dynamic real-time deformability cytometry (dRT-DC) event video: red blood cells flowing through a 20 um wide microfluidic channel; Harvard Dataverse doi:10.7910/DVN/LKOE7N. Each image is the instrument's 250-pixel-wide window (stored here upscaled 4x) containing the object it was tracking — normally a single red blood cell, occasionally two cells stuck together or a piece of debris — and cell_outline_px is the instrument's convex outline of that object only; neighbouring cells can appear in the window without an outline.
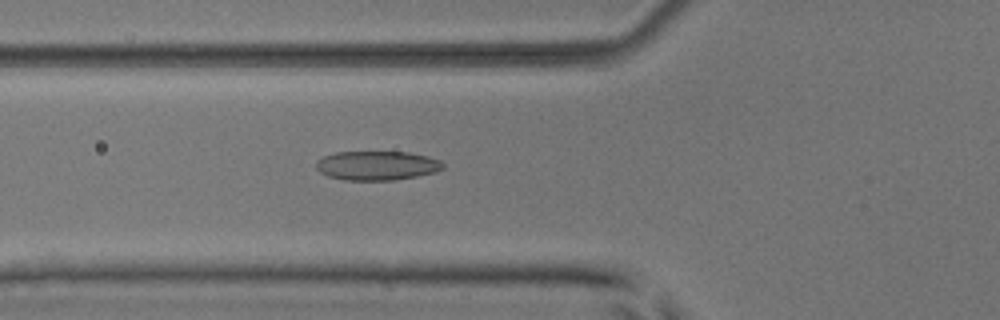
{"species": "common noctule bat (a hibernating species)", "species_latin": "Nyctalus noctula", "temperature_condition": "room temperature", "stored_images_in_passage": 53, "camera_frame_rate_fps": 3000, "um_per_image_px": 0.085, "animal": {"sex": "male", "body_mass_g": 17.9, "forearm_length_mm": 54.2}, "frame": {"image": 1, "passage_image": 20, "time_ms": 6.333, "image_size_px": [1000, 320], "cell_outline_px": [[444, 168], [436, 172], [416, 176], [392, 180], [344, 180], [328, 176], [320, 172], [316, 168], [316, 160], [324, 156], [336, 152], [408, 152], [428, 156], [440, 160], [444, 164]], "centroid_in_image_um": [32.04, 14.07], "position_along_channel_um": 93.8, "area_um2": 21.62}}
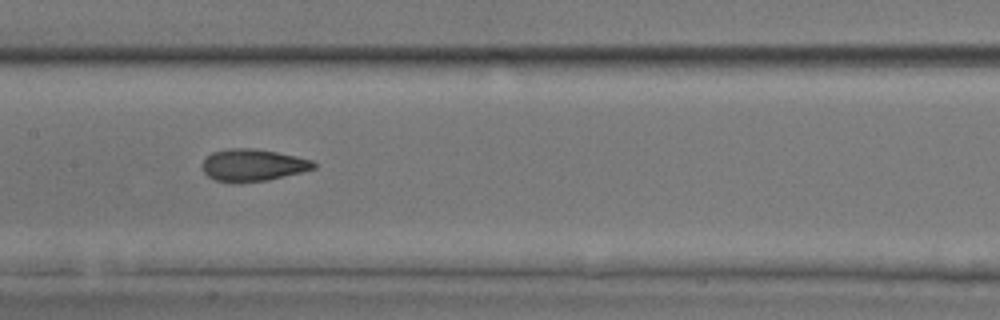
{"frame": {"image": 2, "passage_image": 27, "time_ms": 8.667, "image_size_px": [1000, 320], "cell_outline_px": [[316, 168], [268, 180], [236, 184], [216, 180], [208, 176], [204, 172], [200, 164], [212, 152], [228, 148], [252, 148], [276, 152], [296, 156], [312, 160], [316, 164]], "centroid_in_image_um": [21.46, 14.04], "position_along_channel_um": 185.9, "area_um2": 20.98}}
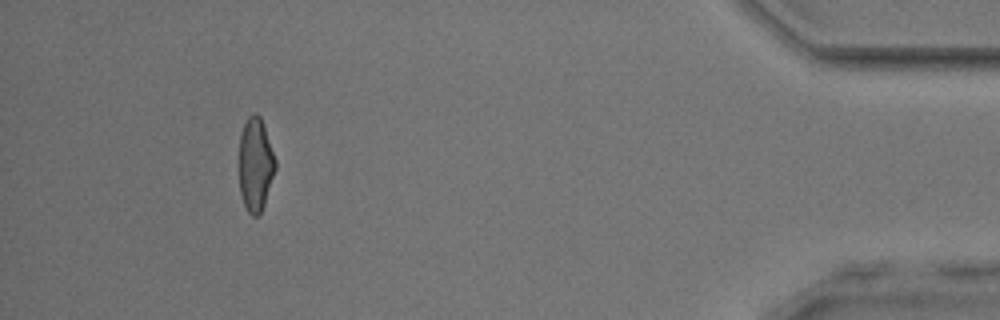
{"frame": {"image": 3, "passage_image": 49, "time_ms": 16.0, "image_size_px": [1000, 320], "cell_outline_px": [[276, 168], [264, 204], [260, 212], [256, 216], [252, 216], [248, 212], [244, 204], [240, 192], [240, 132], [248, 116], [252, 112], [256, 112], [260, 116], [276, 160]], "centroid_in_image_um": [21.71, 13.95], "position_along_channel_um": 413.5, "area_um2": 19.54}, "authors_computed_cell_mechanics": {"area_um2": 20.9814, "velocity_mm_per_s": 3.9444, "shape_relaxation_time_tau1_ms": 4.8566, "shape_relaxation_time_tau2_ms": 1.6325, "deformation_change_tau1": 0.1551, "deformation_change_tau2": 0.0861}}